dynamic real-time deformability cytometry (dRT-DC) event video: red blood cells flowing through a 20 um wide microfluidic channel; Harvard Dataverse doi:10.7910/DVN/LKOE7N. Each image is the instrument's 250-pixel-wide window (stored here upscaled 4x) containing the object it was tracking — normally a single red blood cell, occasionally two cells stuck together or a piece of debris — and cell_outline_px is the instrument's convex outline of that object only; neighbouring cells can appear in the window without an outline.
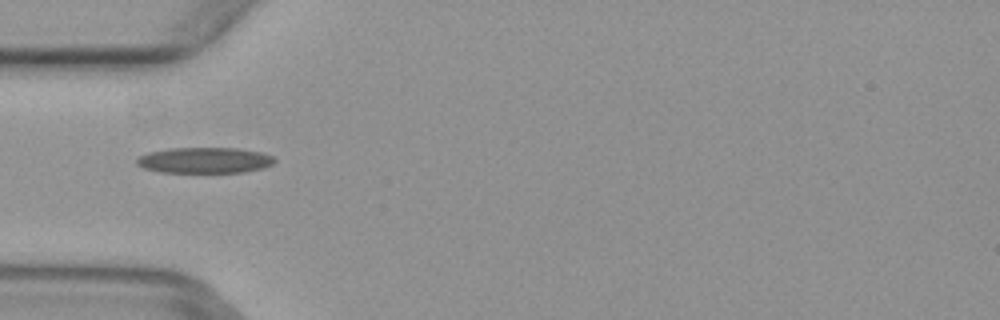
{"species": "common noctule bat (a hibernating species)", "species_latin": "Nyctalus noctula", "temperature_condition": "warm", "stored_images_in_passage": 6, "camera_frame_rate_fps": 3000, "um_per_image_px": 0.085, "animal": {"sex": "female", "body_mass_g": 29.2, "forearm_length_mm": 56.3}, "frame": {"image": 1, "passage_image": 5, "time_ms": 1.333, "image_size_px": [1000, 320], "cell_outline_px": [[276, 160], [272, 164], [264, 168], [244, 172], [160, 172], [144, 168], [136, 164], [136, 160], [140, 156], [148, 152], [172, 148], [236, 148], [260, 152], [272, 156]], "centroid_in_image_um": [17.39, 13.62], "position_along_channel_um": 67.6, "area_um2": 20.63}}
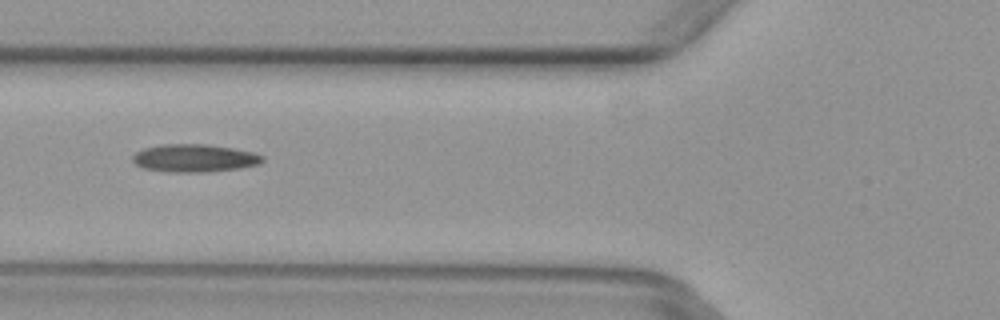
{"frame": {"image": 2, "passage_image": 6, "time_ms": 1.667, "image_size_px": [1000, 320], "cell_outline_px": [[264, 160], [260, 164], [240, 168], [208, 172], [168, 172], [144, 168], [136, 164], [132, 160], [132, 156], [136, 152], [144, 148], [160, 144], [208, 144], [256, 152], [264, 156]], "centroid_in_image_um": [16.56, 13.44], "position_along_channel_um": 109.2, "area_um2": 21.27}}